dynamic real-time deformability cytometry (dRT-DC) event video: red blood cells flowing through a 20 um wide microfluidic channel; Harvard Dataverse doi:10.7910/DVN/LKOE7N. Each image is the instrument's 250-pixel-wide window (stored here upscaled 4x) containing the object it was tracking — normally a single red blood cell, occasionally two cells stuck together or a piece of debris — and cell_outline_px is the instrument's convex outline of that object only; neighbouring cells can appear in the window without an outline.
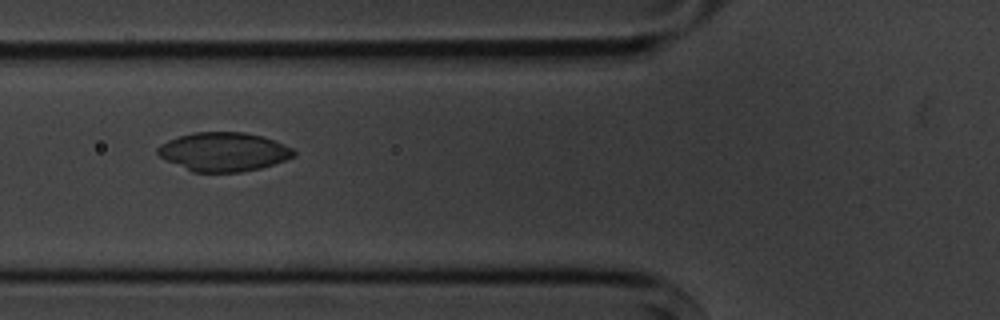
{"species": "common noctule bat (a hibernating species)", "species_latin": "Nyctalus noctula", "temperature_condition": "cold", "stored_images_in_passage": 10, "camera_frame_rate_fps": 3000, "um_per_image_px": 0.085, "animal": {"sex": "male", "body_mass_g": 20.1, "forearm_length_mm": 53.5}, "frame": {"image": 1, "passage_image": 6, "time_ms": 6.0, "image_size_px": [1000, 320], "cell_outline_px": [[296, 156], [260, 168], [244, 172], [192, 172], [160, 156], [156, 152], [156, 148], [160, 144], [168, 140], [192, 132], [244, 132], [260, 136], [284, 144], [292, 148], [296, 152]], "centroid_in_image_um": [19.0, 12.9], "position_along_channel_um": 106.8, "area_um2": 30.63}}
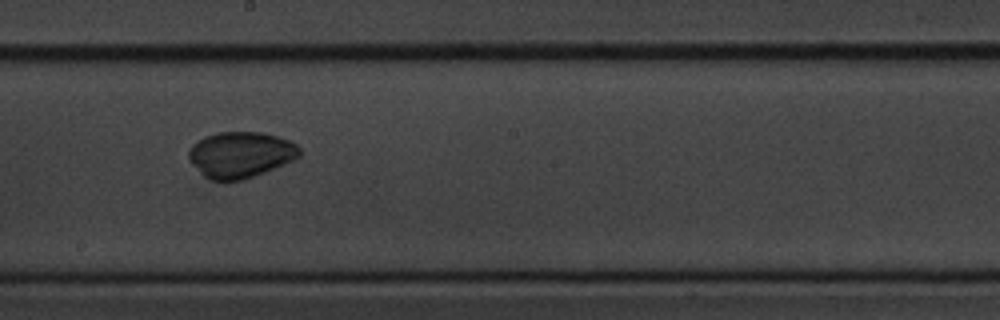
{"frame": {"image": 2, "passage_image": 9, "time_ms": 9.333, "image_size_px": [1000, 320], "cell_outline_px": [[300, 156], [284, 164], [244, 180], [224, 184], [212, 180], [204, 176], [188, 160], [188, 152], [192, 144], [204, 136], [216, 132], [264, 132], [288, 140], [296, 144], [300, 148]], "centroid_in_image_um": [20.4, 13.17], "position_along_channel_um": 227.8, "area_um2": 30.17}}
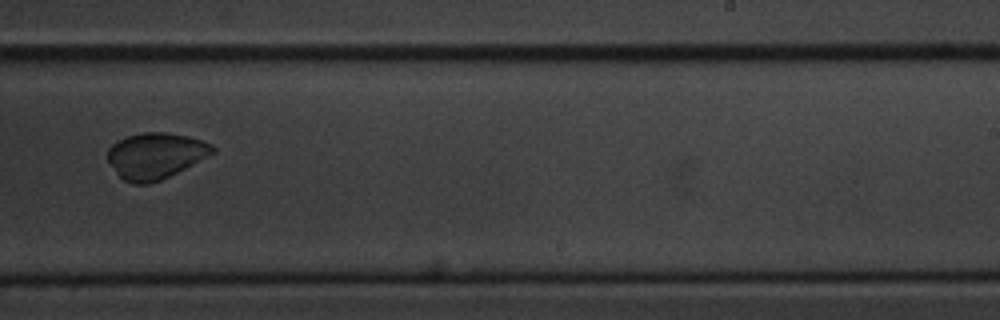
{"frame": {"image": 3, "passage_image": 10, "time_ms": 10.667, "image_size_px": [1000, 320], "cell_outline_px": [[216, 152], [160, 180], [148, 184], [132, 184], [124, 180], [116, 172], [108, 160], [108, 148], [116, 140], [128, 136], [144, 132], [168, 132], [188, 136], [212, 144], [216, 148]], "centroid_in_image_um": [13.21, 13.22], "position_along_channel_um": 275.8, "area_um2": 27.98}}